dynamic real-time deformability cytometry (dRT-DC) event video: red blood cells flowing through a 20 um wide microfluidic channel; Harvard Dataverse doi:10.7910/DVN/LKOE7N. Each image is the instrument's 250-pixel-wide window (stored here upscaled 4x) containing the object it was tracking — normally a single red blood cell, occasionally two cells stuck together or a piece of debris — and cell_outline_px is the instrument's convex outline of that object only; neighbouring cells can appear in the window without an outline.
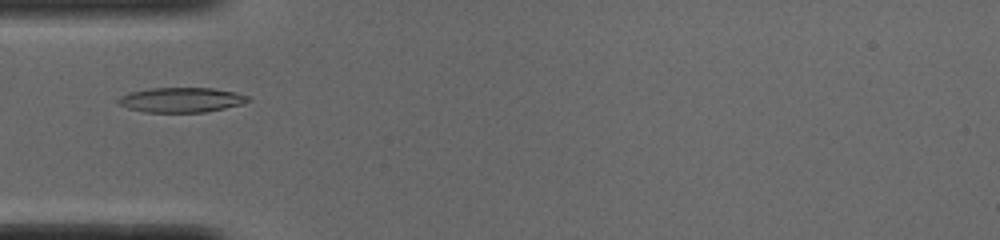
{"species": "common noctule bat (a hibernating species)", "species_latin": "Nyctalus noctula", "temperature_condition": "cold", "stored_images_in_passage": 46, "camera_frame_rate_fps": 3000, "um_per_image_px": 0.085, "animal": {"sex": "male", "body_mass_g": 19.0, "forearm_length_mm": 50.8}, "frame": {"image": 1, "passage_image": 10, "time_ms": 3.0, "image_size_px": [1000, 240], "cell_outline_px": [[248, 100], [240, 104], [224, 108], [204, 112], [148, 112], [128, 108], [120, 104], [120, 100], [124, 96], [132, 92], [152, 88], [212, 88], [232, 92], [248, 96]], "centroid_in_image_um": [15.43, 8.49], "position_along_channel_um": 69.6, "area_um2": 18.09}}
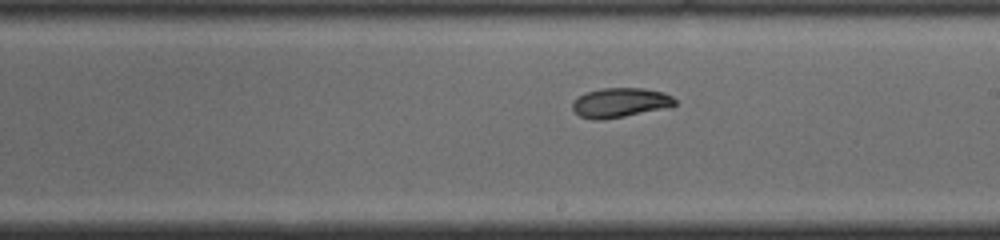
{"frame": {"image": 2, "passage_image": 23, "time_ms": 7.333, "image_size_px": [1000, 240], "cell_outline_px": [[676, 104], [624, 116], [580, 116], [572, 108], [572, 104], [580, 96], [588, 92], [604, 88], [644, 88], [660, 92], [672, 96], [676, 100]], "centroid_in_image_um": [52.75, 8.66], "position_along_channel_um": 236.3, "area_um2": 16.24}}
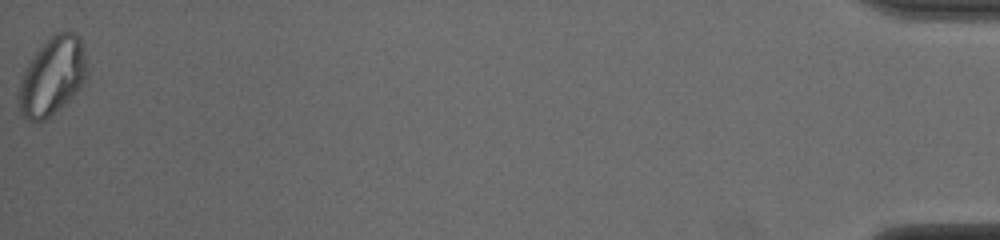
{"frame": {"image": 3, "passage_image": 46, "time_ms": 15.0, "image_size_px": [1000, 240], "cell_outline_px": [[84, 80], [72, 96], [44, 120], [28, 120], [20, 112], [20, 80], [24, 68], [36, 52], [52, 36], [60, 32], [76, 32], [80, 40], [84, 56]], "centroid_in_image_um": [4.41, 6.47], "position_along_channel_um": 430.8, "area_um2": 29.54}, "authors_computed_cell_mechanics": {"area_um2": 17.629, "velocity_mm_per_s": 3.8493, "shape_relaxation_time_tau1_ms": 6.1591, "shape_relaxation_time_tau2_ms": 3.7778, "deformation_change_tau1": 0.1752, "deformation_change_tau2": 0.0661}}